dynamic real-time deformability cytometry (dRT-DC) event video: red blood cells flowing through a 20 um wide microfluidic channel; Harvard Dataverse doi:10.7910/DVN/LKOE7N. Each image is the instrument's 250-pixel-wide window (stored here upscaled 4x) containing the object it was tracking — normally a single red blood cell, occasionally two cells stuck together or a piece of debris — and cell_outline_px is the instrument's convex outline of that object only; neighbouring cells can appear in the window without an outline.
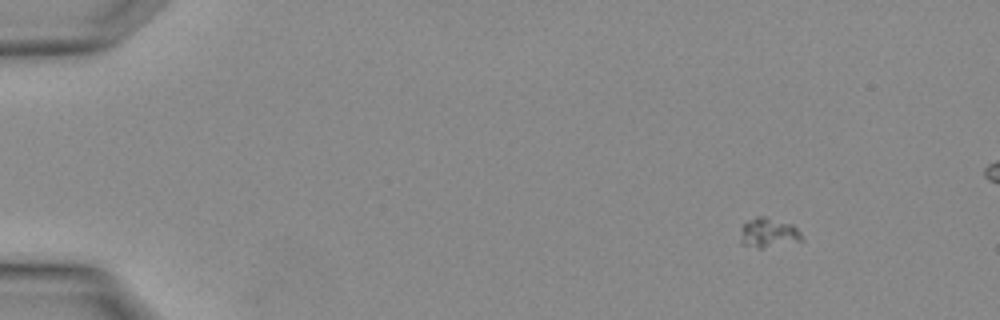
{"species": "Egyptian fruit bat (a non-hibernating species)", "species_latin": "Rousettus aegyptiacus", "temperature_condition": "warm", "stored_images_in_passage": 4, "camera_frame_rate_fps": 3000, "um_per_image_px": 0.085, "animal": {"sex": "female"}, "frame": {"image": 1, "passage_image": 4, "time_ms": 1.0, "image_size_px": [1000, 320], "cell_outline_px": [[804, 240], [764, 248], [756, 248], [740, 244], [740, 228], [748, 220], [756, 216], [764, 216], [792, 224], [804, 236]], "centroid_in_image_um": [65.3, 19.79], "position_along_channel_um": 19.7, "area_um2": 10.81}}